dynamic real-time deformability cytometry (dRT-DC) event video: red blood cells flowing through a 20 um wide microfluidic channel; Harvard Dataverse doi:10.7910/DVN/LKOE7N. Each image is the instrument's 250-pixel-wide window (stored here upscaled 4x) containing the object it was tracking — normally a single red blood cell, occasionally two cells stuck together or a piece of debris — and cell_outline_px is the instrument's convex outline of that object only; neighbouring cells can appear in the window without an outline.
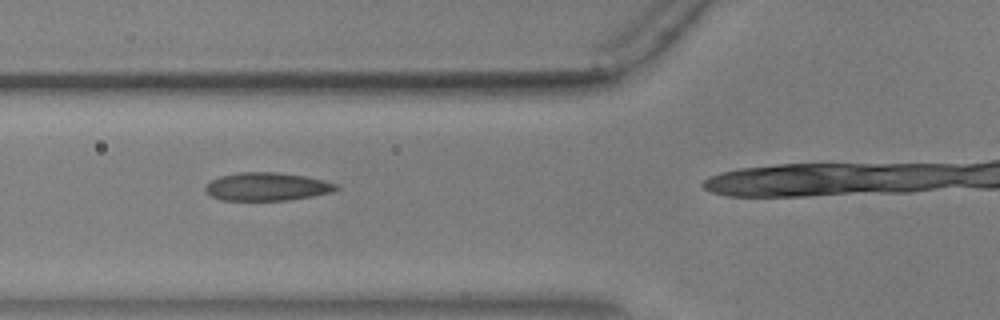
{"species": "common noctule bat (a hibernating species)", "species_latin": "Nyctalus noctula", "temperature_condition": "warm", "stored_images_in_passage": 11, "camera_frame_rate_fps": 3000, "um_per_image_px": 0.085, "animal": {"sex": "male", "body_mass_g": 17.9, "forearm_length_mm": 54.2}, "frame": {"image": 1, "passage_image": 7, "time_ms": 2.0, "image_size_px": [1000, 320], "cell_outline_px": [[340, 188], [332, 192], [312, 196], [288, 200], [224, 200], [212, 196], [204, 188], [212, 180], [220, 176], [240, 172], [276, 172], [304, 176], [324, 180], [336, 184]], "centroid_in_image_um": [22.72, 15.86], "position_along_channel_um": 103.1, "area_um2": 21.21}}
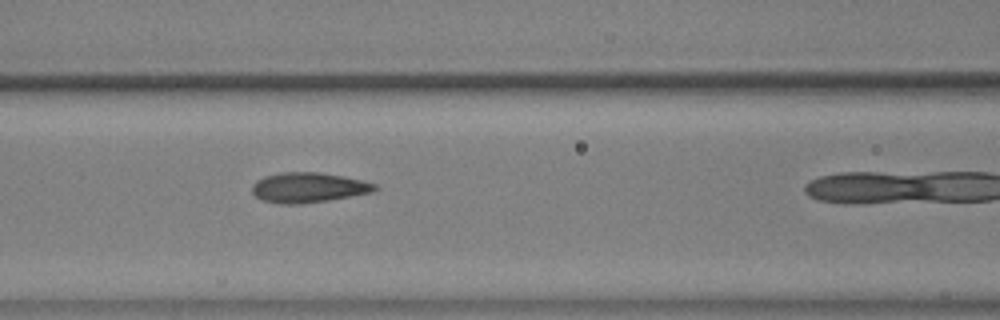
{"frame": {"image": 2, "passage_image": 10, "time_ms": 3.0, "image_size_px": [1000, 320], "cell_outline_px": [[380, 188], [372, 192], [328, 200], [300, 204], [280, 204], [260, 200], [252, 192], [252, 184], [256, 180], [264, 176], [280, 172], [320, 172], [344, 176], [376, 184]], "centroid_in_image_um": [26.18, 15.94], "position_along_channel_um": 140.4, "area_um2": 21.62}}